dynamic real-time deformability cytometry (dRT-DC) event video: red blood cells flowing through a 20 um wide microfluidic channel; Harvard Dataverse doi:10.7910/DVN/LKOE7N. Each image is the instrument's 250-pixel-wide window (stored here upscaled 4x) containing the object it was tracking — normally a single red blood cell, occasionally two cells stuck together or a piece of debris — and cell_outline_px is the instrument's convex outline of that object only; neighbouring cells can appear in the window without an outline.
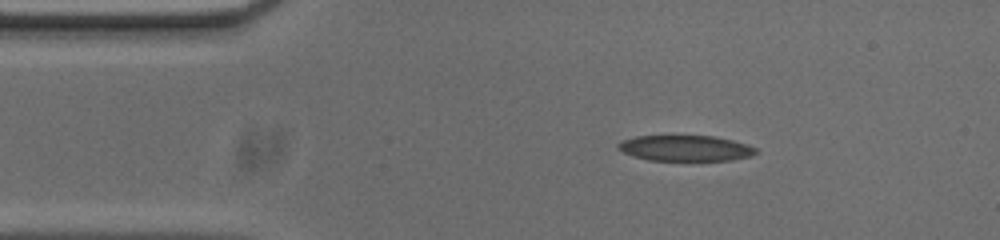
{"species": "common noctule bat (a hibernating species)", "species_latin": "Nyctalus noctula", "temperature_condition": "cold", "stored_images_in_passage": 47, "camera_frame_rate_fps": 3000, "um_per_image_px": 0.085, "animal": {"sex": "male", "body_mass_g": 20.0, "forearm_length_mm": 53.3}, "frame": {"image": 1, "passage_image": 1, "time_ms": 0.0, "image_size_px": [1000, 240], "cell_outline_px": [[760, 152], [752, 156], [732, 160], [648, 160], [632, 156], [616, 148], [616, 144], [620, 140], [636, 136], [716, 136], [748, 144], [756, 148]], "centroid_in_image_um": [58.27, 12.59], "position_along_channel_um": 26.7, "area_um2": 20.87}}
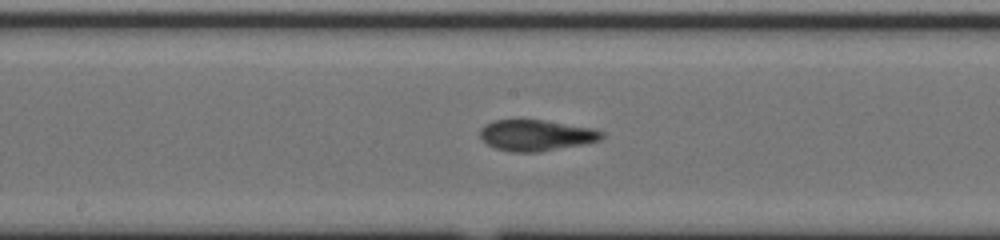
{"frame": {"image": 2, "passage_image": 19, "time_ms": 6.0, "image_size_px": [1000, 240], "cell_outline_px": [[604, 136], [600, 140], [540, 152], [512, 152], [496, 148], [488, 144], [480, 136], [480, 128], [484, 124], [492, 120], [520, 116], [592, 128], [604, 132]], "centroid_in_image_um": [45.5, 11.44], "position_along_channel_um": 202.7, "area_um2": 22.6}}
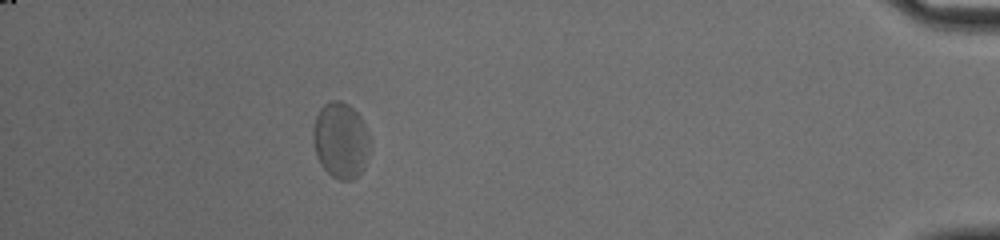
{"frame": {"image": 3, "passage_image": 41, "time_ms": 13.333, "image_size_px": [1000, 240], "cell_outline_px": [[372, 140], [364, 168], [352, 180], [340, 180], [332, 176], [320, 164], [316, 152], [312, 136], [312, 132], [316, 116], [320, 108], [324, 104], [332, 100], [340, 100], [348, 104], [360, 116]], "centroid_in_image_um": [28.98, 11.92], "position_along_channel_um": 406.2, "area_um2": 25.26}, "authors_computed_cell_mechanics": {"area_um2": 22.4842, "velocity_mm_per_s": 3.6522, "shape_relaxation_time_tau1_ms": 7.6648, "shape_relaxation_time_tau2_ms": 1.7228, "deformation_change_tau1": 0.1676, "deformation_change_tau2": 0.0697}}